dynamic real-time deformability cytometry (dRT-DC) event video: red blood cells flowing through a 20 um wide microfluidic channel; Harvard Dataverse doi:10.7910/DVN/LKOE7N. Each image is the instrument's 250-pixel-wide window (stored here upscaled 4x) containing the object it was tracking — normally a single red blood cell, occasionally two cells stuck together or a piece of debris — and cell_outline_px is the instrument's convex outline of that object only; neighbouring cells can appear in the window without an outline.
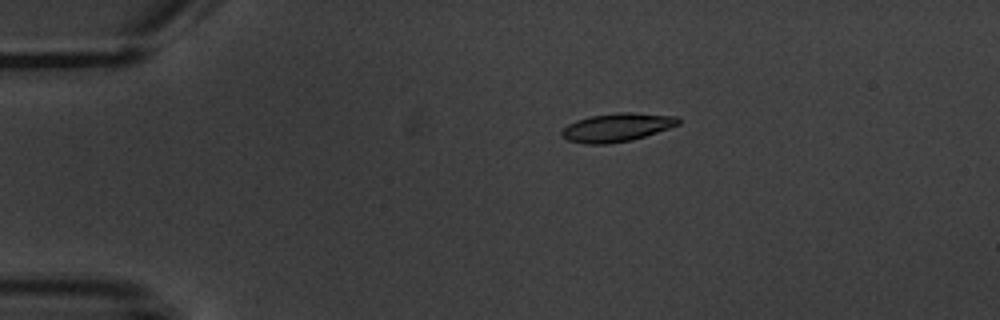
{"species": "common noctule bat (a hibernating species)", "species_latin": "Nyctalus noctula", "temperature_condition": "warm", "stored_images_in_passage": 3, "camera_frame_rate_fps": 3000, "um_per_image_px": 0.085, "animal": {"sex": "male", "body_mass_g": 20.1, "forearm_length_mm": 53.5}, "frame": {"image": 1, "passage_image": 1, "time_ms": 0.0, "image_size_px": [1000, 320], "cell_outline_px": [[680, 124], [632, 140], [608, 144], [584, 144], [568, 140], [560, 132], [568, 124], [576, 120], [592, 116], [616, 112], [632, 112], [676, 116], [680, 120]], "centroid_in_image_um": [52.43, 10.82], "position_along_channel_um": 32.6, "area_um2": 19.19}}